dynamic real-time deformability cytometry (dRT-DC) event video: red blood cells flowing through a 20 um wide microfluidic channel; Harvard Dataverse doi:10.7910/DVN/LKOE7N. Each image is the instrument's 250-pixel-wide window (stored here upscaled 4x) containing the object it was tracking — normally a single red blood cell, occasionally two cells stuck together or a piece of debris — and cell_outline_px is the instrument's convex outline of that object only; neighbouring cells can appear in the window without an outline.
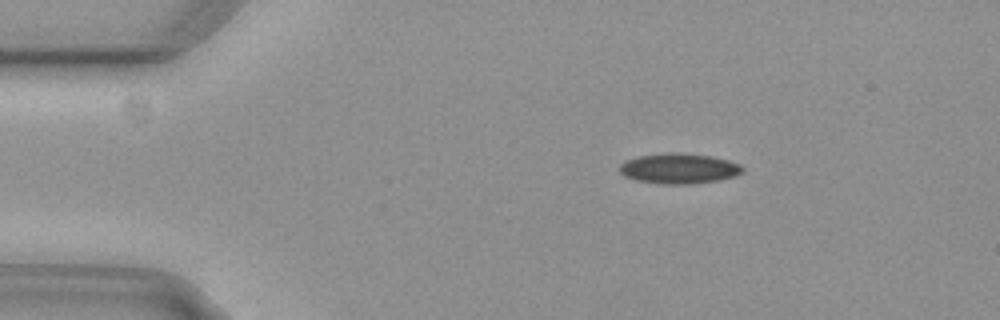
{"species": "common noctule bat (a hibernating species)", "species_latin": "Nyctalus noctula", "temperature_condition": "cold", "stored_images_in_passage": 3, "camera_frame_rate_fps": 3000, "um_per_image_px": 0.085, "animal": {"sex": "female", "body_mass_g": 29.2, "forearm_length_mm": 56.3}, "frame": {"image": 1, "passage_image": 1, "time_ms": 0.0, "image_size_px": [1000, 320], "cell_outline_px": [[744, 172], [736, 176], [720, 180], [692, 184], [660, 184], [636, 180], [624, 176], [620, 172], [620, 164], [624, 160], [640, 156], [672, 152], [676, 152], [708, 156], [728, 160], [740, 164], [744, 168]], "centroid_in_image_um": [57.73, 14.33], "position_along_channel_um": 27.3, "area_um2": 21.79}}
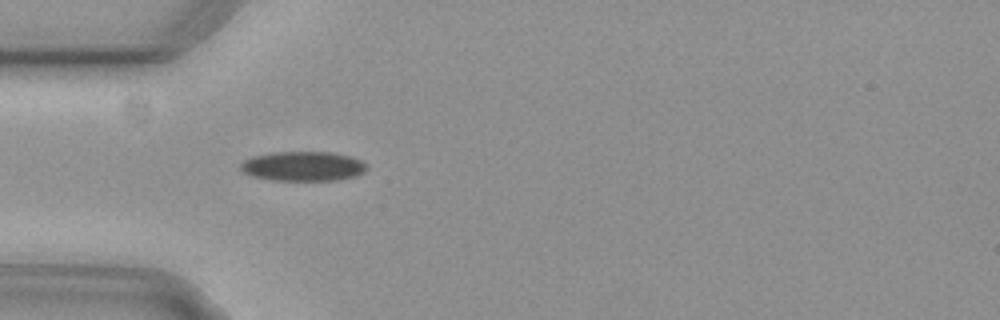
{"frame": {"image": 2, "passage_image": 3, "time_ms": 0.667, "image_size_px": [1000, 320], "cell_outline_px": [[364, 172], [356, 176], [336, 180], [272, 180], [252, 176], [244, 172], [240, 168], [240, 164], [244, 160], [252, 156], [272, 152], [332, 152], [348, 156], [360, 160], [364, 164]], "centroid_in_image_um": [25.71, 14.12], "position_along_channel_um": 59.3, "area_um2": 21.56}}